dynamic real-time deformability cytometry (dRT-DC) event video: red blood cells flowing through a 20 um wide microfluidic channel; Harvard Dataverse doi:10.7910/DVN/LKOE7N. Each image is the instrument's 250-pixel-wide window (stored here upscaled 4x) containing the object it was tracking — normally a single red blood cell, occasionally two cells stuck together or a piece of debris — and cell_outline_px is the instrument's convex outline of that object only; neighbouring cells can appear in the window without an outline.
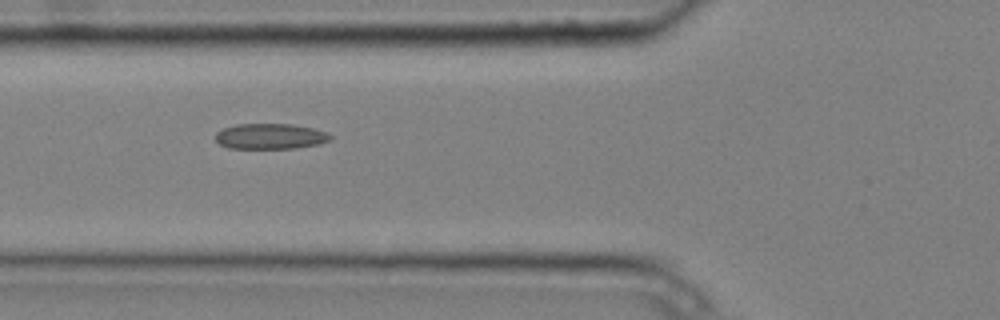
{"species": "common noctule bat (a hibernating species)", "species_latin": "Nyctalus noctula", "temperature_condition": "cold", "stored_images_in_passage": 9, "camera_frame_rate_fps": 3000, "um_per_image_px": 0.085, "animal": {"sex": "male", "body_mass_g": 20.4}, "frame": {"image": 1, "passage_image": 6, "time_ms": 1.667, "image_size_px": [1000, 320], "cell_outline_px": [[332, 140], [320, 144], [296, 148], [228, 148], [220, 144], [216, 140], [216, 132], [224, 128], [236, 124], [292, 124], [312, 128], [324, 132], [332, 136]], "centroid_in_image_um": [22.98, 11.59], "position_along_channel_um": 102.8, "area_um2": 17.05}}
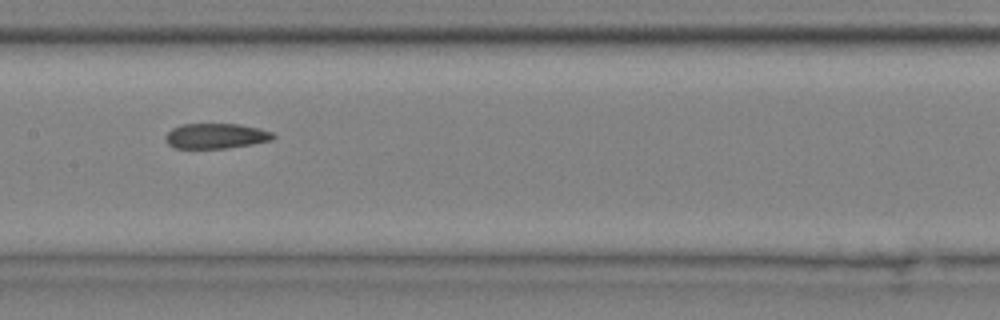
{"frame": {"image": 2, "passage_image": 8, "time_ms": 2.333, "image_size_px": [1000, 320], "cell_outline_px": [[276, 136], [272, 140], [252, 144], [228, 148], [172, 148], [164, 140], [164, 136], [172, 128], [184, 124], [240, 124], [260, 128], [272, 132]], "centroid_in_image_um": [18.35, 11.56], "position_along_channel_um": 189.1, "area_um2": 15.95}}
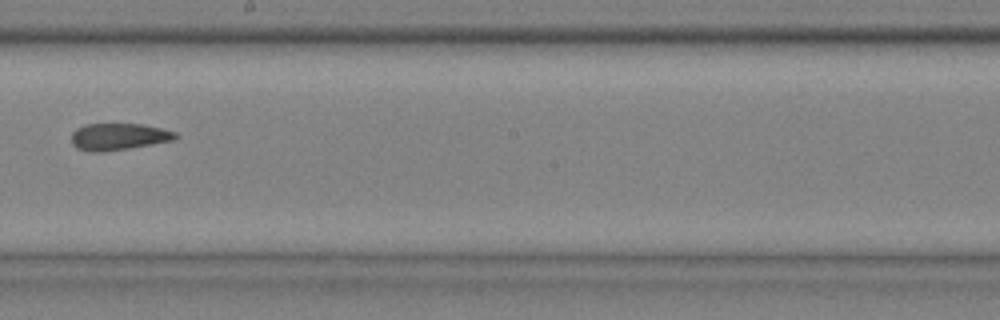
{"frame": {"image": 3, "passage_image": 9, "time_ms": 2.667, "image_size_px": [1000, 320], "cell_outline_px": [[180, 136], [176, 140], [128, 148], [100, 152], [92, 152], [76, 148], [72, 144], [72, 132], [76, 128], [84, 124], [144, 124], [176, 132]], "centroid_in_image_um": [10.09, 11.61], "position_along_channel_um": 238.1, "area_um2": 16.36}}